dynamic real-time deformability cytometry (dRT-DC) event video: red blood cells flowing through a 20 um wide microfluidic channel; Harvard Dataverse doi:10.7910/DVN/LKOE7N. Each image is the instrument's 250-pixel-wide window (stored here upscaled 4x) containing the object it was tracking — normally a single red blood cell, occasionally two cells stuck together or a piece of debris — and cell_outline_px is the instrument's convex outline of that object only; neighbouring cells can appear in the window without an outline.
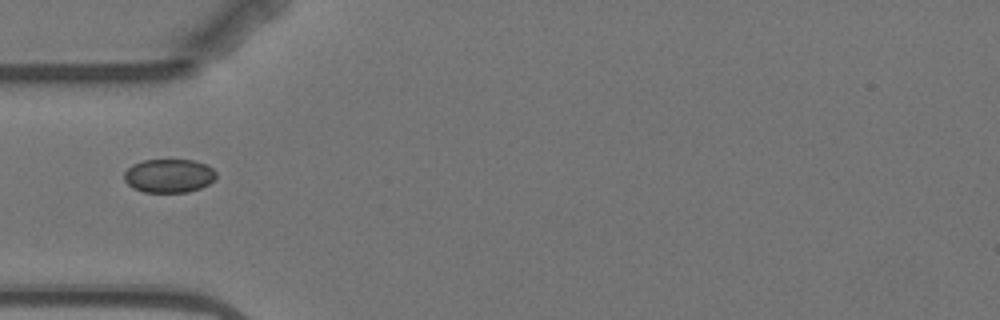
{"species": "Egyptian fruit bat (a non-hibernating species)", "species_latin": "Rousettus aegyptiacus", "temperature_condition": "warm", "stored_images_in_passage": 7, "camera_frame_rate_fps": 3000, "um_per_image_px": 0.085, "animal": {"sex": "female"}, "frame": {"image": 1, "passage_image": 2, "time_ms": 1.333, "image_size_px": [1000, 320], "cell_outline_px": [[216, 176], [208, 184], [200, 188], [188, 192], [144, 192], [132, 188], [124, 180], [124, 172], [132, 164], [144, 160], [192, 160], [208, 164], [216, 172]], "centroid_in_image_um": [14.35, 14.94], "position_along_channel_um": 70.7, "area_um2": 18.09}}
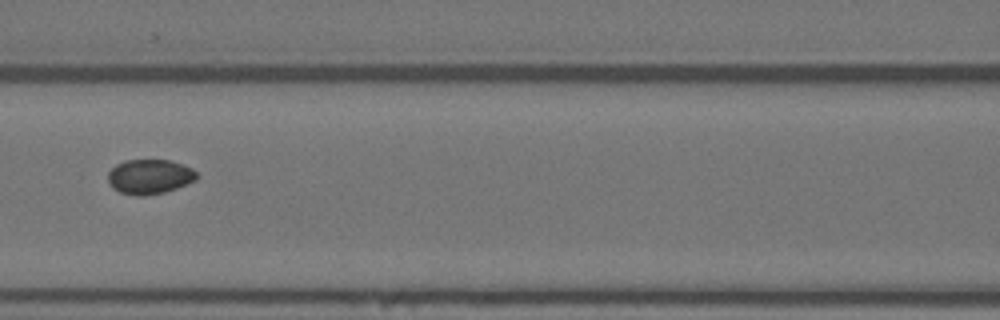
{"frame": {"image": 2, "passage_image": 4, "time_ms": 3.667, "image_size_px": [1000, 320], "cell_outline_px": [[200, 176], [196, 180], [176, 188], [164, 192], [144, 196], [136, 196], [120, 192], [112, 188], [108, 184], [108, 172], [116, 164], [124, 160], [172, 160], [184, 164], [192, 168]], "centroid_in_image_um": [12.72, 15.01], "position_along_channel_um": 153.9, "area_um2": 18.21}}
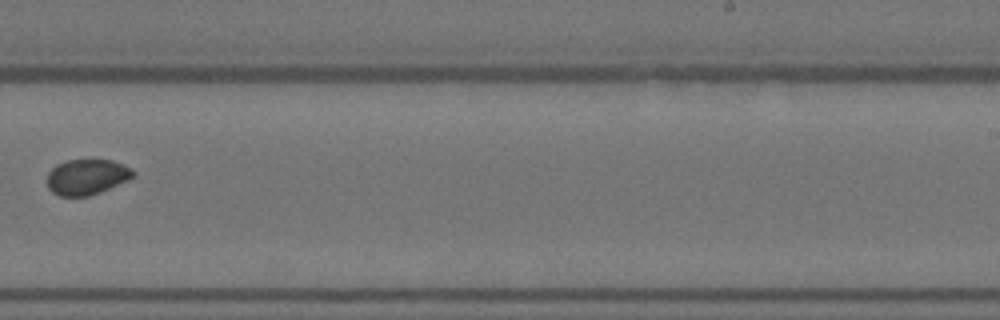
{"frame": {"image": 3, "passage_image": 7, "time_ms": 7.333, "image_size_px": [1000, 320], "cell_outline_px": [[136, 176], [128, 180], [100, 192], [88, 196], [60, 196], [52, 192], [48, 188], [48, 172], [56, 164], [68, 160], [112, 160], [124, 164], [132, 168], [136, 172]], "centroid_in_image_um": [7.41, 15.03], "position_along_channel_um": 281.6, "area_um2": 17.92}}